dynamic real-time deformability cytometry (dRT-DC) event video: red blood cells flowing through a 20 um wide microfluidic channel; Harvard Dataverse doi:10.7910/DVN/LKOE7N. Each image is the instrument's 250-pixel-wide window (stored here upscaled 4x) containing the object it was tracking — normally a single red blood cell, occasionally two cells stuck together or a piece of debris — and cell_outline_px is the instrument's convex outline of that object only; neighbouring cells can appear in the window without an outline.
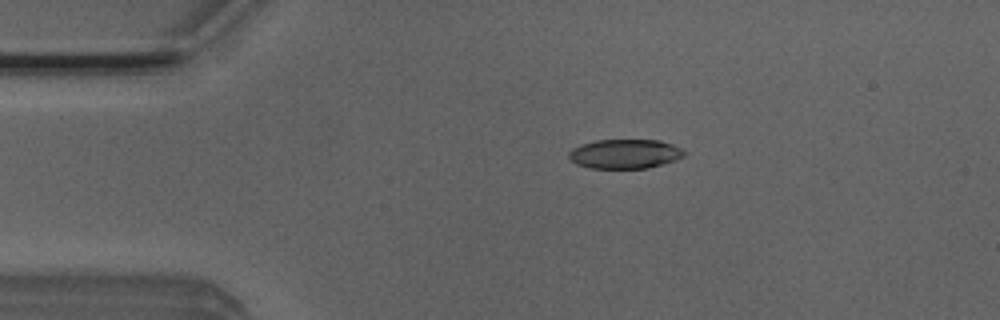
{"species": "Egyptian fruit bat (a non-hibernating species)", "species_latin": "Rousettus aegyptiacus", "temperature_condition": "room temperature", "stored_images_in_passage": 2, "camera_frame_rate_fps": 3000, "um_per_image_px": 0.085, "animal": {"sex": "male"}, "frame": {"image": 1, "passage_image": 1, "time_ms": 0.0, "image_size_px": [1000, 320], "cell_outline_px": [[688, 152], [684, 156], [676, 160], [648, 168], [588, 168], [576, 164], [568, 156], [568, 152], [572, 148], [580, 144], [596, 140], [660, 140], [672, 144]], "centroid_in_image_um": [53.12, 13.08], "position_along_channel_um": 31.9, "area_um2": 19.88}}